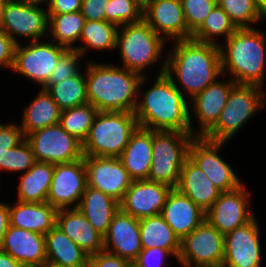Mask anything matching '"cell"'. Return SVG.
<instances>
[{
  "label": "cell",
  "mask_w": 266,
  "mask_h": 267,
  "mask_svg": "<svg viewBox=\"0 0 266 267\" xmlns=\"http://www.w3.org/2000/svg\"><path fill=\"white\" fill-rule=\"evenodd\" d=\"M165 69L166 60L159 69L161 71L155 83L144 93L140 87L148 76L140 80L138 97L142 94V99H138L134 112L138 125L151 130L180 131L196 136L191 123L190 102H187L184 90L176 83L174 76L165 74Z\"/></svg>",
  "instance_id": "cell-1"
},
{
  "label": "cell",
  "mask_w": 266,
  "mask_h": 267,
  "mask_svg": "<svg viewBox=\"0 0 266 267\" xmlns=\"http://www.w3.org/2000/svg\"><path fill=\"white\" fill-rule=\"evenodd\" d=\"M174 42L172 51L165 59V74L176 76L185 93L187 92L184 97L187 95L193 99L223 75L220 45L192 39Z\"/></svg>",
  "instance_id": "cell-2"
},
{
  "label": "cell",
  "mask_w": 266,
  "mask_h": 267,
  "mask_svg": "<svg viewBox=\"0 0 266 267\" xmlns=\"http://www.w3.org/2000/svg\"><path fill=\"white\" fill-rule=\"evenodd\" d=\"M88 102L98 111L135 112L142 76L121 66L87 62Z\"/></svg>",
  "instance_id": "cell-3"
},
{
  "label": "cell",
  "mask_w": 266,
  "mask_h": 267,
  "mask_svg": "<svg viewBox=\"0 0 266 267\" xmlns=\"http://www.w3.org/2000/svg\"><path fill=\"white\" fill-rule=\"evenodd\" d=\"M266 34L256 28L237 29L220 45L223 76L229 72L238 84L264 85Z\"/></svg>",
  "instance_id": "cell-4"
},
{
  "label": "cell",
  "mask_w": 266,
  "mask_h": 267,
  "mask_svg": "<svg viewBox=\"0 0 266 267\" xmlns=\"http://www.w3.org/2000/svg\"><path fill=\"white\" fill-rule=\"evenodd\" d=\"M134 113L98 111L82 143L83 154L98 157H119L138 127Z\"/></svg>",
  "instance_id": "cell-5"
},
{
  "label": "cell",
  "mask_w": 266,
  "mask_h": 267,
  "mask_svg": "<svg viewBox=\"0 0 266 267\" xmlns=\"http://www.w3.org/2000/svg\"><path fill=\"white\" fill-rule=\"evenodd\" d=\"M165 43V40L142 19L118 28L116 49L120 50L123 68L143 77L146 76L145 69L158 63Z\"/></svg>",
  "instance_id": "cell-6"
},
{
  "label": "cell",
  "mask_w": 266,
  "mask_h": 267,
  "mask_svg": "<svg viewBox=\"0 0 266 267\" xmlns=\"http://www.w3.org/2000/svg\"><path fill=\"white\" fill-rule=\"evenodd\" d=\"M194 137L180 131L152 130V159L147 180L175 188Z\"/></svg>",
  "instance_id": "cell-7"
},
{
  "label": "cell",
  "mask_w": 266,
  "mask_h": 267,
  "mask_svg": "<svg viewBox=\"0 0 266 267\" xmlns=\"http://www.w3.org/2000/svg\"><path fill=\"white\" fill-rule=\"evenodd\" d=\"M255 84L236 83L216 124L203 136L206 139L228 142L245 122L264 106L266 92Z\"/></svg>",
  "instance_id": "cell-8"
},
{
  "label": "cell",
  "mask_w": 266,
  "mask_h": 267,
  "mask_svg": "<svg viewBox=\"0 0 266 267\" xmlns=\"http://www.w3.org/2000/svg\"><path fill=\"white\" fill-rule=\"evenodd\" d=\"M177 260L184 267L221 266L224 262V234L205 219L180 241Z\"/></svg>",
  "instance_id": "cell-9"
},
{
  "label": "cell",
  "mask_w": 266,
  "mask_h": 267,
  "mask_svg": "<svg viewBox=\"0 0 266 267\" xmlns=\"http://www.w3.org/2000/svg\"><path fill=\"white\" fill-rule=\"evenodd\" d=\"M25 139L37 162L68 163L84 157L82 142L66 132L59 123L35 130Z\"/></svg>",
  "instance_id": "cell-10"
},
{
  "label": "cell",
  "mask_w": 266,
  "mask_h": 267,
  "mask_svg": "<svg viewBox=\"0 0 266 267\" xmlns=\"http://www.w3.org/2000/svg\"><path fill=\"white\" fill-rule=\"evenodd\" d=\"M68 49L53 41H29L27 46L17 44L12 71L36 81L42 88L47 84L59 58Z\"/></svg>",
  "instance_id": "cell-11"
},
{
  "label": "cell",
  "mask_w": 266,
  "mask_h": 267,
  "mask_svg": "<svg viewBox=\"0 0 266 267\" xmlns=\"http://www.w3.org/2000/svg\"><path fill=\"white\" fill-rule=\"evenodd\" d=\"M225 143L227 142L195 136L189 147V158L204 171L221 192L231 191L242 185L234 169L218 154Z\"/></svg>",
  "instance_id": "cell-12"
},
{
  "label": "cell",
  "mask_w": 266,
  "mask_h": 267,
  "mask_svg": "<svg viewBox=\"0 0 266 267\" xmlns=\"http://www.w3.org/2000/svg\"><path fill=\"white\" fill-rule=\"evenodd\" d=\"M87 187L84 157L68 163L54 164L53 178L47 195V202L56 208H77Z\"/></svg>",
  "instance_id": "cell-13"
},
{
  "label": "cell",
  "mask_w": 266,
  "mask_h": 267,
  "mask_svg": "<svg viewBox=\"0 0 266 267\" xmlns=\"http://www.w3.org/2000/svg\"><path fill=\"white\" fill-rule=\"evenodd\" d=\"M49 16L47 8L29 5L20 0H7L1 29L17 44V35L29 38L30 41H38L47 33Z\"/></svg>",
  "instance_id": "cell-14"
},
{
  "label": "cell",
  "mask_w": 266,
  "mask_h": 267,
  "mask_svg": "<svg viewBox=\"0 0 266 267\" xmlns=\"http://www.w3.org/2000/svg\"><path fill=\"white\" fill-rule=\"evenodd\" d=\"M87 186L101 190L119 203L133 179L124 168L119 157H98L84 155Z\"/></svg>",
  "instance_id": "cell-15"
},
{
  "label": "cell",
  "mask_w": 266,
  "mask_h": 267,
  "mask_svg": "<svg viewBox=\"0 0 266 267\" xmlns=\"http://www.w3.org/2000/svg\"><path fill=\"white\" fill-rule=\"evenodd\" d=\"M250 195L243 184L234 190L221 192L205 213V219L224 235L243 226L255 217L248 208Z\"/></svg>",
  "instance_id": "cell-16"
},
{
  "label": "cell",
  "mask_w": 266,
  "mask_h": 267,
  "mask_svg": "<svg viewBox=\"0 0 266 267\" xmlns=\"http://www.w3.org/2000/svg\"><path fill=\"white\" fill-rule=\"evenodd\" d=\"M259 223L253 218L224 235L225 267H261Z\"/></svg>",
  "instance_id": "cell-17"
},
{
  "label": "cell",
  "mask_w": 266,
  "mask_h": 267,
  "mask_svg": "<svg viewBox=\"0 0 266 267\" xmlns=\"http://www.w3.org/2000/svg\"><path fill=\"white\" fill-rule=\"evenodd\" d=\"M143 19L164 40H187L192 37L187 29L181 0H147Z\"/></svg>",
  "instance_id": "cell-18"
},
{
  "label": "cell",
  "mask_w": 266,
  "mask_h": 267,
  "mask_svg": "<svg viewBox=\"0 0 266 267\" xmlns=\"http://www.w3.org/2000/svg\"><path fill=\"white\" fill-rule=\"evenodd\" d=\"M171 187L162 183L133 180L120 202V209L137 219L161 213Z\"/></svg>",
  "instance_id": "cell-19"
},
{
  "label": "cell",
  "mask_w": 266,
  "mask_h": 267,
  "mask_svg": "<svg viewBox=\"0 0 266 267\" xmlns=\"http://www.w3.org/2000/svg\"><path fill=\"white\" fill-rule=\"evenodd\" d=\"M104 250L134 262L141 250L139 219L121 209L114 215L108 233L103 237Z\"/></svg>",
  "instance_id": "cell-20"
},
{
  "label": "cell",
  "mask_w": 266,
  "mask_h": 267,
  "mask_svg": "<svg viewBox=\"0 0 266 267\" xmlns=\"http://www.w3.org/2000/svg\"><path fill=\"white\" fill-rule=\"evenodd\" d=\"M24 267L46 265L45 235L9 225L0 248Z\"/></svg>",
  "instance_id": "cell-21"
},
{
  "label": "cell",
  "mask_w": 266,
  "mask_h": 267,
  "mask_svg": "<svg viewBox=\"0 0 266 267\" xmlns=\"http://www.w3.org/2000/svg\"><path fill=\"white\" fill-rule=\"evenodd\" d=\"M160 214L180 241L205 220V212L176 188L169 192Z\"/></svg>",
  "instance_id": "cell-22"
},
{
  "label": "cell",
  "mask_w": 266,
  "mask_h": 267,
  "mask_svg": "<svg viewBox=\"0 0 266 267\" xmlns=\"http://www.w3.org/2000/svg\"><path fill=\"white\" fill-rule=\"evenodd\" d=\"M235 84L231 78L227 82L219 81L218 78V81L216 80L191 99L192 111L194 110L195 118L198 119L201 127L196 132V136H204L216 124L227 103L231 88Z\"/></svg>",
  "instance_id": "cell-23"
},
{
  "label": "cell",
  "mask_w": 266,
  "mask_h": 267,
  "mask_svg": "<svg viewBox=\"0 0 266 267\" xmlns=\"http://www.w3.org/2000/svg\"><path fill=\"white\" fill-rule=\"evenodd\" d=\"M56 226L75 242L88 256L104 250L103 236L77 208L57 211Z\"/></svg>",
  "instance_id": "cell-24"
},
{
  "label": "cell",
  "mask_w": 266,
  "mask_h": 267,
  "mask_svg": "<svg viewBox=\"0 0 266 267\" xmlns=\"http://www.w3.org/2000/svg\"><path fill=\"white\" fill-rule=\"evenodd\" d=\"M175 188L189 197L205 213L221 194V191L207 177L204 171L189 157L181 169Z\"/></svg>",
  "instance_id": "cell-25"
},
{
  "label": "cell",
  "mask_w": 266,
  "mask_h": 267,
  "mask_svg": "<svg viewBox=\"0 0 266 267\" xmlns=\"http://www.w3.org/2000/svg\"><path fill=\"white\" fill-rule=\"evenodd\" d=\"M57 209L48 202L9 204L11 226L45 235L56 225Z\"/></svg>",
  "instance_id": "cell-26"
},
{
  "label": "cell",
  "mask_w": 266,
  "mask_h": 267,
  "mask_svg": "<svg viewBox=\"0 0 266 267\" xmlns=\"http://www.w3.org/2000/svg\"><path fill=\"white\" fill-rule=\"evenodd\" d=\"M119 159L133 180L148 179L152 159V130L138 126Z\"/></svg>",
  "instance_id": "cell-27"
},
{
  "label": "cell",
  "mask_w": 266,
  "mask_h": 267,
  "mask_svg": "<svg viewBox=\"0 0 266 267\" xmlns=\"http://www.w3.org/2000/svg\"><path fill=\"white\" fill-rule=\"evenodd\" d=\"M46 264L87 267L89 256L56 225L45 234Z\"/></svg>",
  "instance_id": "cell-28"
},
{
  "label": "cell",
  "mask_w": 266,
  "mask_h": 267,
  "mask_svg": "<svg viewBox=\"0 0 266 267\" xmlns=\"http://www.w3.org/2000/svg\"><path fill=\"white\" fill-rule=\"evenodd\" d=\"M77 209L104 237L108 233L114 215L120 209V203L101 190L87 186Z\"/></svg>",
  "instance_id": "cell-29"
},
{
  "label": "cell",
  "mask_w": 266,
  "mask_h": 267,
  "mask_svg": "<svg viewBox=\"0 0 266 267\" xmlns=\"http://www.w3.org/2000/svg\"><path fill=\"white\" fill-rule=\"evenodd\" d=\"M54 164L35 162L19 177L17 200L21 202H47V195L53 178Z\"/></svg>",
  "instance_id": "cell-30"
},
{
  "label": "cell",
  "mask_w": 266,
  "mask_h": 267,
  "mask_svg": "<svg viewBox=\"0 0 266 267\" xmlns=\"http://www.w3.org/2000/svg\"><path fill=\"white\" fill-rule=\"evenodd\" d=\"M61 111L51 95L41 88L35 99L24 108V113H22L20 126L24 136L35 130L58 124Z\"/></svg>",
  "instance_id": "cell-31"
},
{
  "label": "cell",
  "mask_w": 266,
  "mask_h": 267,
  "mask_svg": "<svg viewBox=\"0 0 266 267\" xmlns=\"http://www.w3.org/2000/svg\"><path fill=\"white\" fill-rule=\"evenodd\" d=\"M139 228L143 248H162L178 258L180 240L161 214L140 219Z\"/></svg>",
  "instance_id": "cell-32"
},
{
  "label": "cell",
  "mask_w": 266,
  "mask_h": 267,
  "mask_svg": "<svg viewBox=\"0 0 266 267\" xmlns=\"http://www.w3.org/2000/svg\"><path fill=\"white\" fill-rule=\"evenodd\" d=\"M45 89L61 110L88 103L86 71H81L58 84H46Z\"/></svg>",
  "instance_id": "cell-33"
},
{
  "label": "cell",
  "mask_w": 266,
  "mask_h": 267,
  "mask_svg": "<svg viewBox=\"0 0 266 267\" xmlns=\"http://www.w3.org/2000/svg\"><path fill=\"white\" fill-rule=\"evenodd\" d=\"M48 31L51 33V41L58 45L73 50L81 35L85 24V17L81 11L66 14H48Z\"/></svg>",
  "instance_id": "cell-34"
},
{
  "label": "cell",
  "mask_w": 266,
  "mask_h": 267,
  "mask_svg": "<svg viewBox=\"0 0 266 267\" xmlns=\"http://www.w3.org/2000/svg\"><path fill=\"white\" fill-rule=\"evenodd\" d=\"M118 26L107 21L86 20L79 40L85 45L75 46L81 56H84L87 49L113 50L116 49Z\"/></svg>",
  "instance_id": "cell-35"
},
{
  "label": "cell",
  "mask_w": 266,
  "mask_h": 267,
  "mask_svg": "<svg viewBox=\"0 0 266 267\" xmlns=\"http://www.w3.org/2000/svg\"><path fill=\"white\" fill-rule=\"evenodd\" d=\"M237 29L229 15L217 4L201 26L192 34L191 39L219 45L214 39L215 36L224 35L227 40Z\"/></svg>",
  "instance_id": "cell-36"
},
{
  "label": "cell",
  "mask_w": 266,
  "mask_h": 267,
  "mask_svg": "<svg viewBox=\"0 0 266 267\" xmlns=\"http://www.w3.org/2000/svg\"><path fill=\"white\" fill-rule=\"evenodd\" d=\"M98 110L89 102L61 111L60 126L83 143Z\"/></svg>",
  "instance_id": "cell-37"
},
{
  "label": "cell",
  "mask_w": 266,
  "mask_h": 267,
  "mask_svg": "<svg viewBox=\"0 0 266 267\" xmlns=\"http://www.w3.org/2000/svg\"><path fill=\"white\" fill-rule=\"evenodd\" d=\"M217 4L238 29L254 28L251 25L265 18L256 8L254 0H219Z\"/></svg>",
  "instance_id": "cell-38"
},
{
  "label": "cell",
  "mask_w": 266,
  "mask_h": 267,
  "mask_svg": "<svg viewBox=\"0 0 266 267\" xmlns=\"http://www.w3.org/2000/svg\"><path fill=\"white\" fill-rule=\"evenodd\" d=\"M144 4L140 0H110L106 9V21L118 27L143 19Z\"/></svg>",
  "instance_id": "cell-39"
},
{
  "label": "cell",
  "mask_w": 266,
  "mask_h": 267,
  "mask_svg": "<svg viewBox=\"0 0 266 267\" xmlns=\"http://www.w3.org/2000/svg\"><path fill=\"white\" fill-rule=\"evenodd\" d=\"M35 162L32 148L24 138L17 146L6 149L0 156V171L26 172Z\"/></svg>",
  "instance_id": "cell-40"
},
{
  "label": "cell",
  "mask_w": 266,
  "mask_h": 267,
  "mask_svg": "<svg viewBox=\"0 0 266 267\" xmlns=\"http://www.w3.org/2000/svg\"><path fill=\"white\" fill-rule=\"evenodd\" d=\"M187 29L193 34L205 21L217 2L211 0H181Z\"/></svg>",
  "instance_id": "cell-41"
},
{
  "label": "cell",
  "mask_w": 266,
  "mask_h": 267,
  "mask_svg": "<svg viewBox=\"0 0 266 267\" xmlns=\"http://www.w3.org/2000/svg\"><path fill=\"white\" fill-rule=\"evenodd\" d=\"M80 58L82 56L76 50H67L59 58L57 66L53 68L47 84H58L77 75L81 71L79 67Z\"/></svg>",
  "instance_id": "cell-42"
},
{
  "label": "cell",
  "mask_w": 266,
  "mask_h": 267,
  "mask_svg": "<svg viewBox=\"0 0 266 267\" xmlns=\"http://www.w3.org/2000/svg\"><path fill=\"white\" fill-rule=\"evenodd\" d=\"M173 256V254L162 248H143L139 253L137 259L133 262L136 267H163L166 256Z\"/></svg>",
  "instance_id": "cell-43"
},
{
  "label": "cell",
  "mask_w": 266,
  "mask_h": 267,
  "mask_svg": "<svg viewBox=\"0 0 266 267\" xmlns=\"http://www.w3.org/2000/svg\"><path fill=\"white\" fill-rule=\"evenodd\" d=\"M24 138L20 125L0 123V156L6 152V149L17 146Z\"/></svg>",
  "instance_id": "cell-44"
},
{
  "label": "cell",
  "mask_w": 266,
  "mask_h": 267,
  "mask_svg": "<svg viewBox=\"0 0 266 267\" xmlns=\"http://www.w3.org/2000/svg\"><path fill=\"white\" fill-rule=\"evenodd\" d=\"M132 262L105 250L89 256L87 267H131Z\"/></svg>",
  "instance_id": "cell-45"
},
{
  "label": "cell",
  "mask_w": 266,
  "mask_h": 267,
  "mask_svg": "<svg viewBox=\"0 0 266 267\" xmlns=\"http://www.w3.org/2000/svg\"><path fill=\"white\" fill-rule=\"evenodd\" d=\"M110 0H82L81 13L85 20L106 21L105 9Z\"/></svg>",
  "instance_id": "cell-46"
},
{
  "label": "cell",
  "mask_w": 266,
  "mask_h": 267,
  "mask_svg": "<svg viewBox=\"0 0 266 267\" xmlns=\"http://www.w3.org/2000/svg\"><path fill=\"white\" fill-rule=\"evenodd\" d=\"M17 43L0 29V67L12 70Z\"/></svg>",
  "instance_id": "cell-47"
},
{
  "label": "cell",
  "mask_w": 266,
  "mask_h": 267,
  "mask_svg": "<svg viewBox=\"0 0 266 267\" xmlns=\"http://www.w3.org/2000/svg\"><path fill=\"white\" fill-rule=\"evenodd\" d=\"M82 0H50L48 14H66L81 11Z\"/></svg>",
  "instance_id": "cell-48"
},
{
  "label": "cell",
  "mask_w": 266,
  "mask_h": 267,
  "mask_svg": "<svg viewBox=\"0 0 266 267\" xmlns=\"http://www.w3.org/2000/svg\"><path fill=\"white\" fill-rule=\"evenodd\" d=\"M9 222V204L0 202V248L4 241V236L7 231Z\"/></svg>",
  "instance_id": "cell-49"
},
{
  "label": "cell",
  "mask_w": 266,
  "mask_h": 267,
  "mask_svg": "<svg viewBox=\"0 0 266 267\" xmlns=\"http://www.w3.org/2000/svg\"><path fill=\"white\" fill-rule=\"evenodd\" d=\"M0 267H24L19 261L0 249Z\"/></svg>",
  "instance_id": "cell-50"
},
{
  "label": "cell",
  "mask_w": 266,
  "mask_h": 267,
  "mask_svg": "<svg viewBox=\"0 0 266 267\" xmlns=\"http://www.w3.org/2000/svg\"><path fill=\"white\" fill-rule=\"evenodd\" d=\"M256 8L266 19V0H254Z\"/></svg>",
  "instance_id": "cell-51"
},
{
  "label": "cell",
  "mask_w": 266,
  "mask_h": 267,
  "mask_svg": "<svg viewBox=\"0 0 266 267\" xmlns=\"http://www.w3.org/2000/svg\"><path fill=\"white\" fill-rule=\"evenodd\" d=\"M21 2L29 5H34V6H40L43 3H46V5L50 3V0H20Z\"/></svg>",
  "instance_id": "cell-52"
},
{
  "label": "cell",
  "mask_w": 266,
  "mask_h": 267,
  "mask_svg": "<svg viewBox=\"0 0 266 267\" xmlns=\"http://www.w3.org/2000/svg\"><path fill=\"white\" fill-rule=\"evenodd\" d=\"M6 2L7 0H0V29L2 25L3 12H4V7H5Z\"/></svg>",
  "instance_id": "cell-53"
},
{
  "label": "cell",
  "mask_w": 266,
  "mask_h": 267,
  "mask_svg": "<svg viewBox=\"0 0 266 267\" xmlns=\"http://www.w3.org/2000/svg\"><path fill=\"white\" fill-rule=\"evenodd\" d=\"M44 267H56V266H53V265H50V264H46Z\"/></svg>",
  "instance_id": "cell-54"
},
{
  "label": "cell",
  "mask_w": 266,
  "mask_h": 267,
  "mask_svg": "<svg viewBox=\"0 0 266 267\" xmlns=\"http://www.w3.org/2000/svg\"><path fill=\"white\" fill-rule=\"evenodd\" d=\"M143 4L147 1V0H140Z\"/></svg>",
  "instance_id": "cell-55"
}]
</instances>
